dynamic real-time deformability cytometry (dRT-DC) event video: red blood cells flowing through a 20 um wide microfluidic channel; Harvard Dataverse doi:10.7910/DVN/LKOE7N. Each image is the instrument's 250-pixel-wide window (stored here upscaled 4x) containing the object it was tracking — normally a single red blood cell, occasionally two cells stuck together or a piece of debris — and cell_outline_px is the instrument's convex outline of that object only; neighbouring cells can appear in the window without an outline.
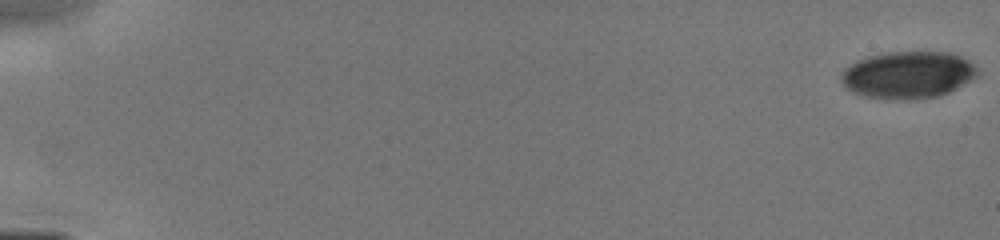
{"species": "human", "species_latin": "Homo sapiens", "temperature_condition": "cold", "stored_images_in_passage": 22, "camera_frame_rate_fps": 3000, "um_per_image_px": 0.085, "donor": {"sex": "male"}, "frame": {"image": 1, "passage_image": 1, "time_ms": 0.0, "image_size_px": [1000, 240], "cell_outline_px": [[980, 76], [948, 92], [936, 96], [916, 100], [896, 100], [864, 96], [852, 92], [840, 80], [844, 68], [856, 60], [868, 56], [888, 52], [952, 52], [976, 64], [980, 68]], "centroid_in_image_um": [77.23, 6.36], "position_along_channel_um": 7.8, "area_um2": 37.92}}
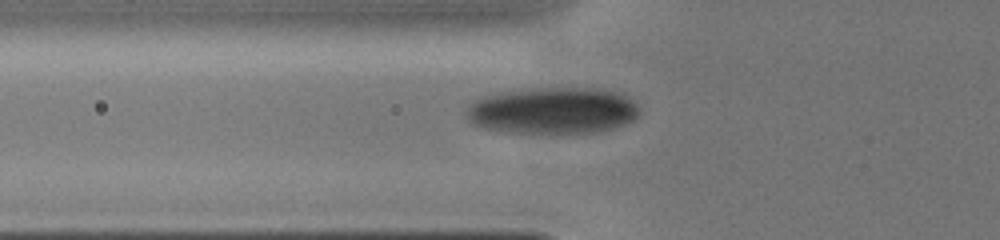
{"frame": {"image": 2, "passage_image": 17, "time_ms": 6.0, "image_size_px": [1000, 240], "cell_outline_px": [[640, 112], [632, 120], [624, 124], [612, 128], [596, 132], [508, 132], [484, 128], [472, 124], [468, 120], [464, 112], [464, 108], [480, 96], [496, 92], [528, 88], [592, 88], [616, 92], [632, 100], [640, 108]], "centroid_in_image_um": [46.89, 9.38], "position_along_channel_um": 78.9, "area_um2": 47.11}}
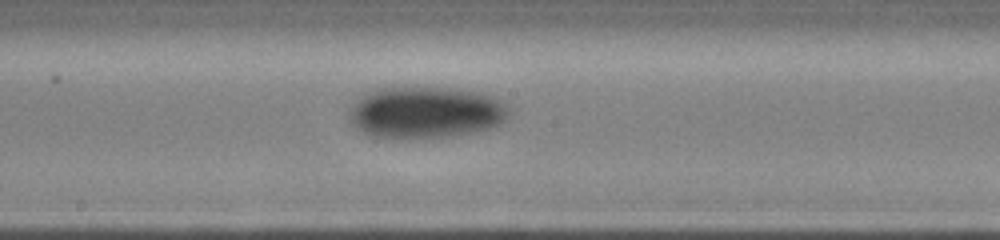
{"frame": {"image": 3, "passage_image": 22, "time_ms": 9.0, "image_size_px": [1000, 240], "cell_outline_px": [[508, 116], [504, 120], [488, 128], [448, 136], [408, 140], [396, 140], [372, 136], [356, 128], [352, 124], [348, 116], [348, 108], [352, 104], [376, 88], [396, 84], [404, 84], [456, 88], [480, 92], [492, 96], [500, 100], [508, 108]], "centroid_in_image_um": [36.08, 9.52], "position_along_channel_um": 212.1, "area_um2": 49.48}}